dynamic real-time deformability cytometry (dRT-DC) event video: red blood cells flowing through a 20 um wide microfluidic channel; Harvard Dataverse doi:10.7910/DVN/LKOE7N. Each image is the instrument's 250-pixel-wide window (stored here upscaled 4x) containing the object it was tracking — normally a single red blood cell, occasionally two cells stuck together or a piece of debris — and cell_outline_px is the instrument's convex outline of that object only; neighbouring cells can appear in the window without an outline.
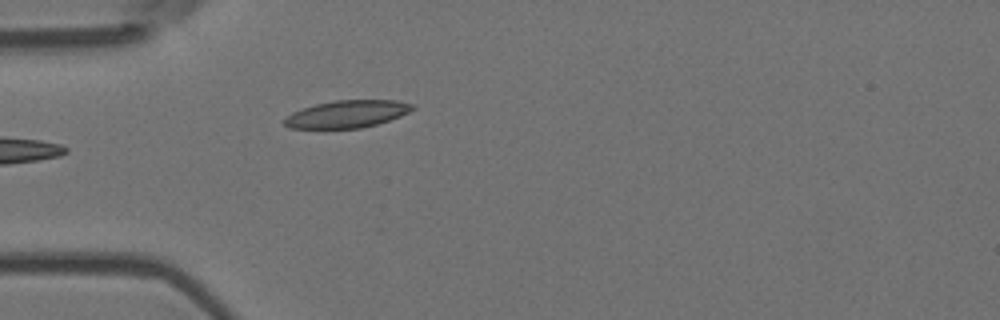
{"species": "Egyptian fruit bat (a non-hibernating species)", "species_latin": "Rousettus aegyptiacus", "temperature_condition": "room temperature", "stored_images_in_passage": 6, "camera_frame_rate_fps": 3000, "um_per_image_px": 0.085, "animal": {"sex": "female"}, "frame": {"image": 1, "passage_image": 6, "time_ms": 1.667, "image_size_px": [1000, 320], "cell_outline_px": [[416, 108], [400, 116], [376, 124], [360, 128], [288, 128], [284, 124], [284, 120], [292, 112], [316, 104], [336, 100], [396, 100], [412, 104]], "centroid_in_image_um": [29.51, 9.69], "position_along_channel_um": 55.5, "area_um2": 20.17}}